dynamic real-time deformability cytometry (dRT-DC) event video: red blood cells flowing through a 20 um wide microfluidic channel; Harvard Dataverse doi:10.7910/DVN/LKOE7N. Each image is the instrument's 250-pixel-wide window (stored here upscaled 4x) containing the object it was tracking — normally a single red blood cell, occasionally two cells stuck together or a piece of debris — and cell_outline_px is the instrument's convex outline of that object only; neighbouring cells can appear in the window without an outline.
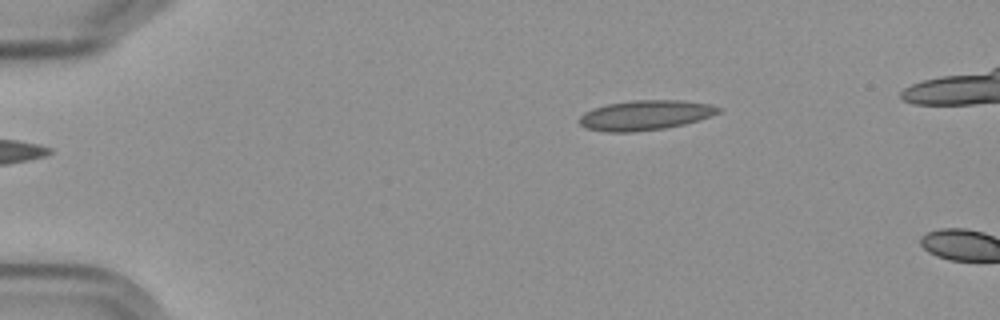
{"species": "Egyptian fruit bat (a non-hibernating species)", "species_latin": "Rousettus aegyptiacus", "temperature_condition": "cold", "stored_images_in_passage": 3, "camera_frame_rate_fps": 3000, "um_per_image_px": 0.085, "frame": {"image": 1, "passage_image": 3, "time_ms": 2.333, "image_size_px": [1000, 320], "cell_outline_px": [[720, 112], [684, 124], [664, 128], [632, 132], [608, 132], [588, 128], [580, 124], [580, 116], [584, 112], [608, 104], [632, 100], [680, 100], [712, 104], [720, 108]], "centroid_in_image_um": [54.85, 9.78], "position_along_channel_um": 30.2, "area_um2": 23.81}}